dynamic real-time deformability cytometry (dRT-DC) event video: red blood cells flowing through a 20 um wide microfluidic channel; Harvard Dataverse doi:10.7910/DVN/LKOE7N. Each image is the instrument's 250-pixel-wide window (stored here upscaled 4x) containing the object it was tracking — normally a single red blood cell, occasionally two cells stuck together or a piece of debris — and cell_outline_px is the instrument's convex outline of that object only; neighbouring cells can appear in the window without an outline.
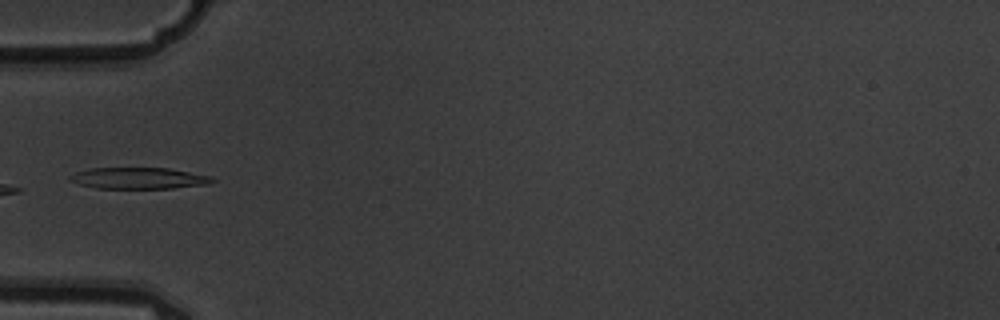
{"species": "common noctule bat (a hibernating species)", "species_latin": "Nyctalus noctula", "temperature_condition": "warm", "stored_images_in_passage": 6, "camera_frame_rate_fps": 3000, "um_per_image_px": 0.085, "animal": {"sex": "male", "body_mass_g": 19.5, "forearm_length_mm": 54.6}, "frame": {"image": 1, "passage_image": 5, "time_ms": 1.333, "image_size_px": [1000, 320], "cell_outline_px": [[216, 180], [208, 184], [172, 188], [96, 188], [80, 184], [68, 180], [68, 176], [76, 172], [88, 168], [168, 168], [212, 176]], "centroid_in_image_um": [11.78, 15.14], "position_along_channel_um": 73.2, "area_um2": 17.69}}
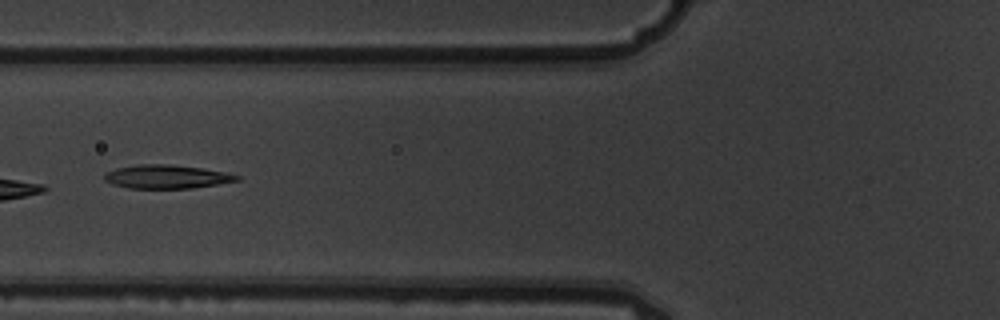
{"frame": {"image": 2, "passage_image": 6, "time_ms": 1.667, "image_size_px": [1000, 320], "cell_outline_px": [[240, 180], [192, 188], [128, 188], [112, 184], [104, 180], [104, 176], [108, 172], [116, 168], [136, 164], [168, 164], [204, 168], [228, 172], [240, 176]], "centroid_in_image_um": [14.18, 15.01], "position_along_channel_um": 111.6, "area_um2": 18.26}}